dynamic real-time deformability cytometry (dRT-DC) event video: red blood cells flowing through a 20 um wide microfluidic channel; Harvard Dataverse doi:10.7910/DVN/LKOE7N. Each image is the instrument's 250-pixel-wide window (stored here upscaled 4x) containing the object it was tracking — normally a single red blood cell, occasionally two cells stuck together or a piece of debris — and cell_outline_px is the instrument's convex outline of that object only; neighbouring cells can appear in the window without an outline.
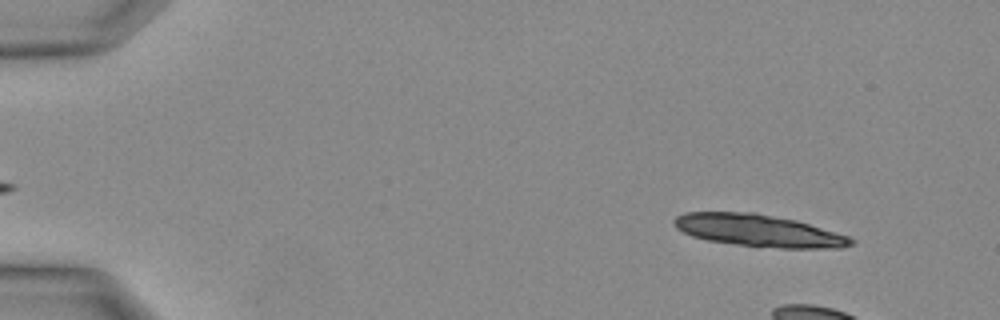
{"species": "Egyptian fruit bat (a non-hibernating species)", "species_latin": "Rousettus aegyptiacus", "temperature_condition": "warm", "stored_images_in_passage": 8, "camera_frame_rate_fps": 3000, "um_per_image_px": 0.085, "animal": {"sex": "female"}, "frame": {"image": 1, "passage_image": 4, "time_ms": 1.0, "image_size_px": [1000, 320], "cell_outline_px": [[856, 240], [852, 244], [840, 248], [756, 248], [708, 240], [692, 236], [676, 228], [672, 224], [672, 220], [676, 216], [684, 212], [756, 212], [796, 220], [848, 236]], "centroid_in_image_um": [64.44, 19.6], "position_along_channel_um": 20.6, "area_um2": 33.52}}